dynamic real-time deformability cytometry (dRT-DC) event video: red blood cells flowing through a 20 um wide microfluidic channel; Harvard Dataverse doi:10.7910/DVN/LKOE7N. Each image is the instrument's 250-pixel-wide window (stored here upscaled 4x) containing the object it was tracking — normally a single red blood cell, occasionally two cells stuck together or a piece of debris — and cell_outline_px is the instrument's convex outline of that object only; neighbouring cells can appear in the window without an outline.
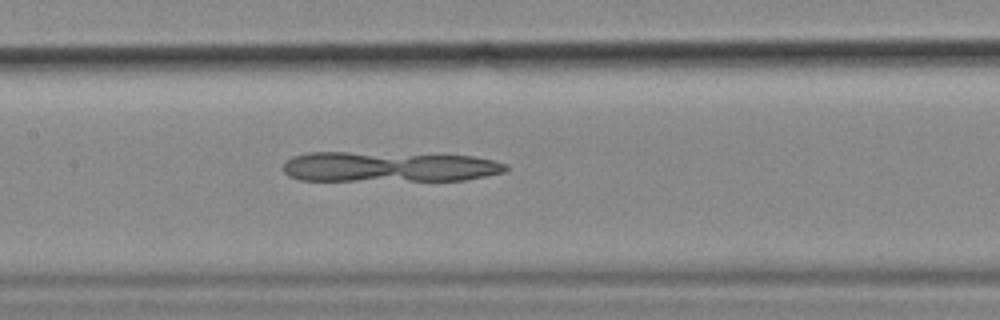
{"species": "common noctule bat (a hibernating species)", "species_latin": "Nyctalus noctula", "temperature_condition": "cold", "stored_images_in_passage": 20, "camera_frame_rate_fps": 3000, "um_per_image_px": 0.085, "animal": {"sex": "female", "body_mass_g": 18.4}, "frame": {"image": 1, "passage_image": 15, "time_ms": 4.667, "image_size_px": [1000, 320], "cell_outline_px": [[508, 168], [504, 172], [464, 180], [300, 180], [288, 176], [280, 168], [284, 160], [292, 156], [308, 152], [348, 152], [472, 156], [492, 160], [508, 164]], "centroid_in_image_um": [32.96, 14.17], "position_along_channel_um": 174.4, "area_um2": 39.3}}